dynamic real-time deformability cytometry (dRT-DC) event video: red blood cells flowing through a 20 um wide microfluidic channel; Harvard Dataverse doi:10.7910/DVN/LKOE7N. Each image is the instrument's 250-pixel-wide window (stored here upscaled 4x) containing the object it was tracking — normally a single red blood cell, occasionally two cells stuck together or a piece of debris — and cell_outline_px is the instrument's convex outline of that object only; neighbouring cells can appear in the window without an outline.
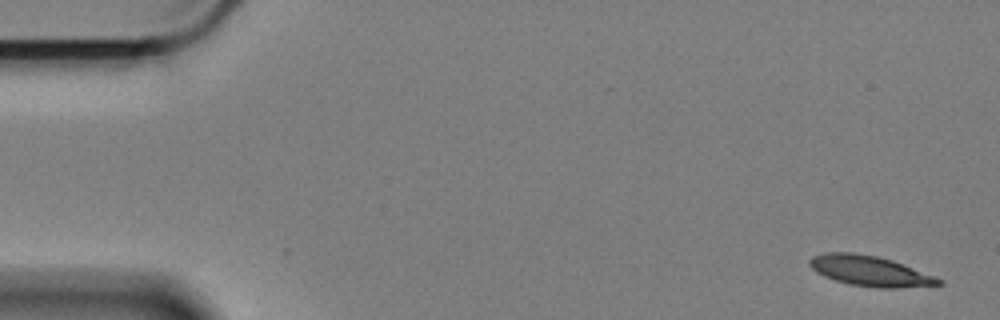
{"species": "Egyptian fruit bat (a non-hibernating species)", "species_latin": "Rousettus aegyptiacus", "temperature_condition": "cold", "stored_images_in_passage": 2, "camera_frame_rate_fps": 3000, "um_per_image_px": 0.085, "animal": {"sex": "female"}, "frame": {"image": 1, "passage_image": 2, "time_ms": 0.333, "image_size_px": [1000, 320], "cell_outline_px": [[944, 284], [896, 288], [876, 288], [852, 284], [836, 280], [824, 276], [816, 272], [808, 264], [808, 260], [812, 256], [824, 252], [852, 252], [876, 256], [892, 260], [936, 276], [944, 280]], "centroid_in_image_um": [73.95, 23.02], "position_along_channel_um": 11.1, "area_um2": 22.83}}